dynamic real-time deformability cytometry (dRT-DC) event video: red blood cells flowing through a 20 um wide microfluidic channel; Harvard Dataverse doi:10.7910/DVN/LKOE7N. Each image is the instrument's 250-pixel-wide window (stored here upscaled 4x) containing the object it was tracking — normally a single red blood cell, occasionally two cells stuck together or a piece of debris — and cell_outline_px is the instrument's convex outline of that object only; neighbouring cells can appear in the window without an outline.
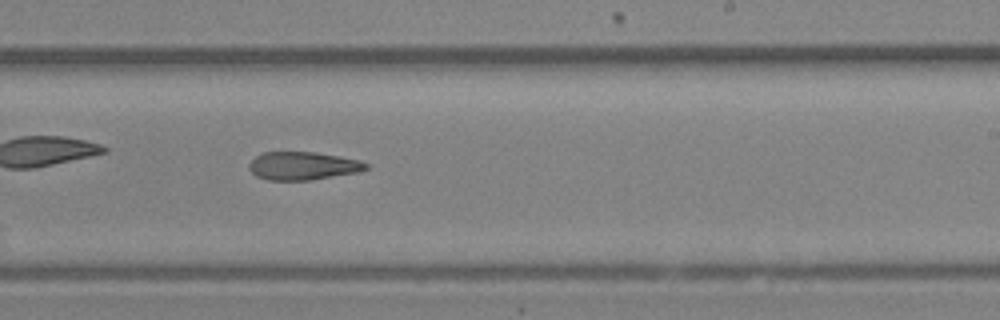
{"species": "Egyptian fruit bat (a non-hibernating species)", "species_latin": "Rousettus aegyptiacus", "temperature_condition": "room temperature", "stored_images_in_passage": 14, "camera_frame_rate_fps": 3000, "um_per_image_px": 0.085, "animal": {"sex": "female"}, "frame": {"image": 1, "passage_image": 14, "time_ms": 4.333, "image_size_px": [1000, 320], "cell_outline_px": [[368, 168], [360, 172], [312, 180], [268, 180], [256, 176], [248, 168], [248, 164], [256, 156], [264, 152], [312, 152], [340, 156], [360, 160], [368, 164]], "centroid_in_image_um": [25.76, 14.1], "position_along_channel_um": 263.2, "area_um2": 19.25}}